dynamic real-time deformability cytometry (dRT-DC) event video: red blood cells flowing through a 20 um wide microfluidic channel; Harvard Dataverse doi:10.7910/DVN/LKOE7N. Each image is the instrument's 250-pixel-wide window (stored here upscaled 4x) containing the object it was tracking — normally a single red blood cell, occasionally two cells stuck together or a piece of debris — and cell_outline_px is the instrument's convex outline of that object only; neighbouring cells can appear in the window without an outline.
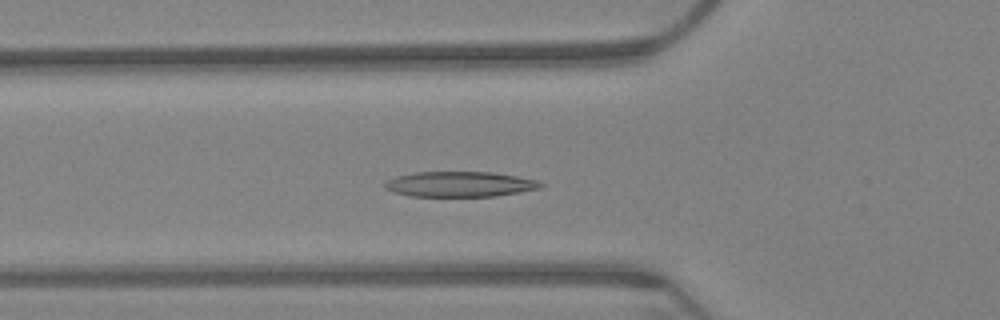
{"species": "Egyptian fruit bat (a non-hibernating species)", "species_latin": "Rousettus aegyptiacus", "temperature_condition": "warm", "stored_images_in_passage": 3, "camera_frame_rate_fps": 3000, "um_per_image_px": 0.085, "animal": {"sex": "female"}, "frame": {"image": 1, "passage_image": 2, "time_ms": 0.333, "image_size_px": [1000, 320], "cell_outline_px": [[548, 184], [540, 188], [520, 192], [496, 196], [408, 196], [392, 192], [384, 188], [384, 184], [388, 180], [396, 176], [412, 172], [492, 172], [516, 176], [536, 180]], "centroid_in_image_um": [39.08, 15.65], "position_along_channel_um": 86.7, "area_um2": 23.12}}